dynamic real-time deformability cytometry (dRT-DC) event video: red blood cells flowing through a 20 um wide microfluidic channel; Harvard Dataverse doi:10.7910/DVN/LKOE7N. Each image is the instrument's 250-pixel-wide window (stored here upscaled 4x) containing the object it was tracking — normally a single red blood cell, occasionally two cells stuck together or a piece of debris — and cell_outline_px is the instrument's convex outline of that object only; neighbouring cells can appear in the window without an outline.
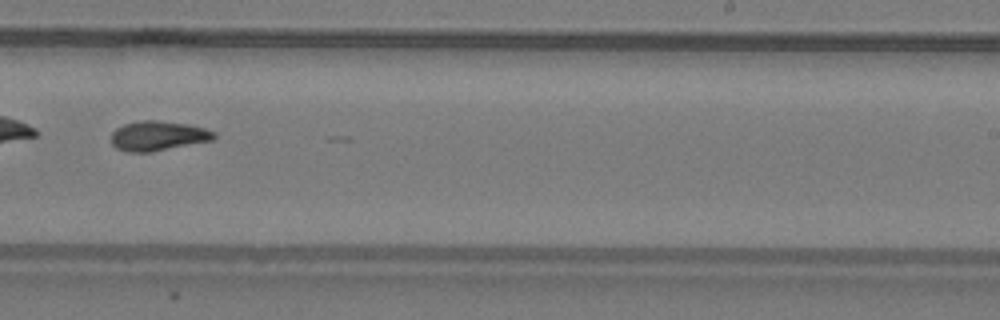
{"species": "common noctule bat (a hibernating species)", "species_latin": "Nyctalus noctula", "temperature_condition": "warm", "stored_images_in_passage": 44, "camera_frame_rate_fps": 3000, "um_per_image_px": 0.085, "animal": {"sex": "male", "body_mass_g": 19.2, "forearm_length_mm": 51.8}, "frame": {"image": 1, "passage_image": 26, "time_ms": 8.333, "image_size_px": [1000, 320], "cell_outline_px": [[216, 136], [212, 140], [152, 152], [128, 152], [116, 148], [112, 144], [112, 132], [116, 128], [124, 124], [140, 120], [160, 120], [188, 124], [204, 128], [216, 132]], "centroid_in_image_um": [13.43, 11.54], "position_along_channel_um": 275.6, "area_um2": 17.86}, "authors_computed_cell_mechanics": {"area_um2": 17.629, "velocity_mm_per_s": 3.9865, "shape_relaxation_time_tau1_ms": 8.8677, "shape_relaxation_time_tau2_ms": 6.335, "deformation_change_tau1": 0.2312, "deformation_change_tau2": 0.1442}}